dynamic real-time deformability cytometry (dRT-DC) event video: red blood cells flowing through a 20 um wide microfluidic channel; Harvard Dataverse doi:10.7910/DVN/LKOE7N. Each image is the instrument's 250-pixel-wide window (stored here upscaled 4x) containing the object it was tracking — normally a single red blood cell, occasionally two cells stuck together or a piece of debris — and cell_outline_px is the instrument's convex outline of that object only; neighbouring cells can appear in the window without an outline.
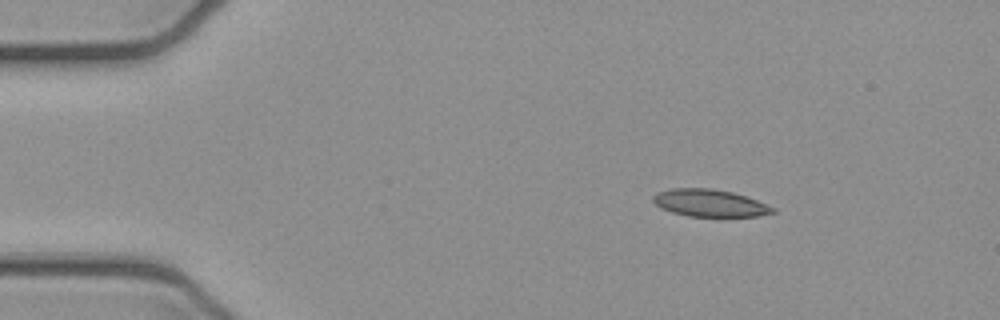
{"species": "common noctule bat (a hibernating species)", "species_latin": "Nyctalus noctula", "temperature_condition": "cold", "stored_images_in_passage": 4, "camera_frame_rate_fps": 3000, "um_per_image_px": 0.085, "animal": {"sex": "female", "body_mass_g": 21.9}, "frame": {"image": 1, "passage_image": 2, "time_ms": 0.333, "image_size_px": [1000, 320], "cell_outline_px": [[776, 212], [756, 216], [688, 216], [672, 212], [660, 208], [652, 200], [652, 196], [656, 192], [668, 188], [712, 188], [732, 192], [756, 200], [776, 208]], "centroid_in_image_um": [60.28, 17.25], "position_along_channel_um": 24.7, "area_um2": 19.02}}